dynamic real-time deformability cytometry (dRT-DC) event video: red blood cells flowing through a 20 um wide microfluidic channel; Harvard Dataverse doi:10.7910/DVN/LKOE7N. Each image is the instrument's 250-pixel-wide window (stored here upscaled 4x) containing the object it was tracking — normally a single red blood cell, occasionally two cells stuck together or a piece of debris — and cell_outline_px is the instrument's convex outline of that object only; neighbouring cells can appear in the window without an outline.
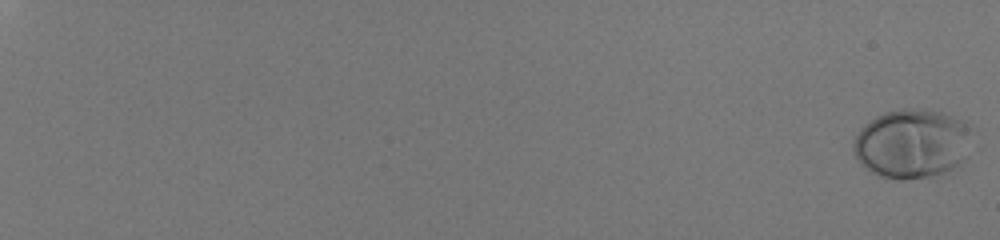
{"species": "human", "species_latin": "Homo sapiens", "temperature_condition": "room temperature", "stored_images_in_passage": 58, "camera_frame_rate_fps": 3000, "um_per_image_px": 0.085, "donor": {"sex": "male"}, "frame": {"image": 1, "passage_image": 1, "time_ms": 0.0, "image_size_px": [1000, 240], "cell_outline_px": [[968, 128], [964, 160], [952, 168], [944, 172], [932, 176], [900, 180], [880, 176], [864, 168], [860, 164], [852, 148], [852, 144], [860, 128], [864, 124], [876, 116], [884, 112], [904, 108], [912, 108], [940, 112], [964, 120]], "centroid_in_image_um": [77.43, 12.21], "position_along_channel_um": 7.6, "area_um2": 47.28}}
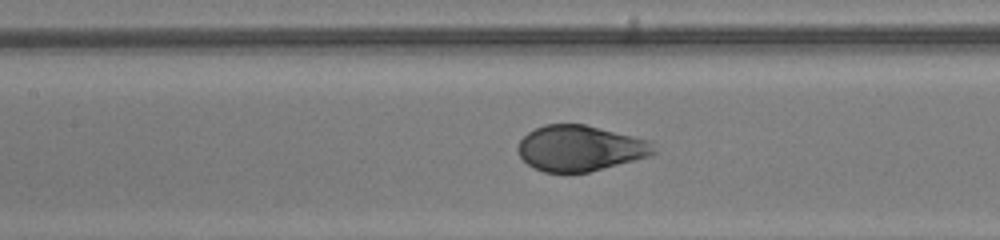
{"frame": {"image": 2, "passage_image": 34, "time_ms": 11.0, "image_size_px": [1000, 240], "cell_outline_px": [[656, 152], [652, 156], [588, 172], [544, 172], [532, 168], [520, 156], [516, 148], [520, 140], [528, 132], [544, 124], [584, 124], [648, 140], [652, 144]], "centroid_in_image_um": [49.28, 12.6], "position_along_channel_um": 158.1, "area_um2": 36.07}}
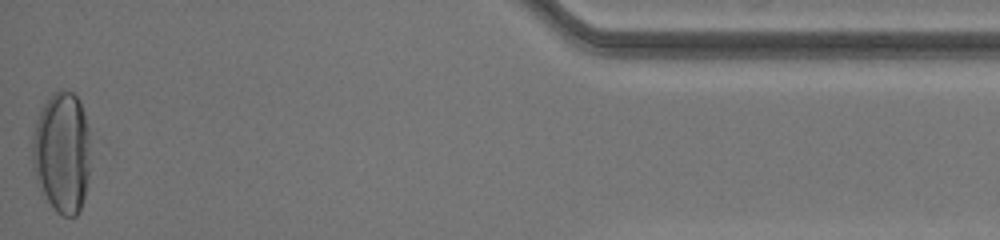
{"frame": {"image": 3, "passage_image": 58, "time_ms": 19.0, "image_size_px": [1000, 240], "cell_outline_px": [[88, 176], [84, 196], [80, 212], [76, 216], [64, 216], [56, 212], [48, 200], [32, 168], [32, 136], [36, 120], [44, 104], [60, 88], [72, 92], [80, 100], [88, 128]], "centroid_in_image_um": [5.26, 12.94], "position_along_channel_um": 429.9, "area_um2": 40.52}, "authors_computed_cell_mechanics": {"area_um2": 39.2462, "velocity_mm_per_s": 4.0671, "shape_relaxation_time_tau1_ms": 2.6982, "shape_relaxation_time_tau2_ms": null, "deformation_change_tau1": 0.1755, "deformation_change_tau2": null}}